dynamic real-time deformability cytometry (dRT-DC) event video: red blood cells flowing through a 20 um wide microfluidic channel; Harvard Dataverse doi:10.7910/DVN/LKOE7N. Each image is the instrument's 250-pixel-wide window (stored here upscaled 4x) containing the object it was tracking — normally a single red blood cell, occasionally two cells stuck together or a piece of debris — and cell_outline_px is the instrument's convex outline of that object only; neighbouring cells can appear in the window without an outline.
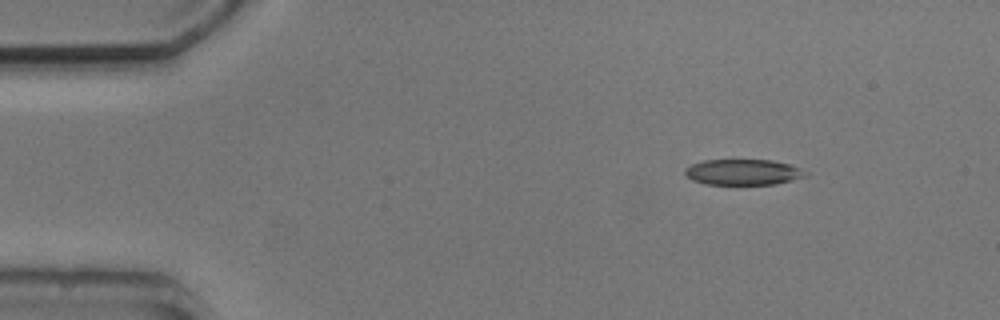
{"species": "common noctule bat (a hibernating species)", "species_latin": "Nyctalus noctula", "temperature_condition": "cold", "stored_images_in_passage": 2, "camera_frame_rate_fps": 3000, "um_per_image_px": 0.085, "animal": {"sex": "male", "body_mass_g": 20.5, "forearm_length_mm": 52.5}, "frame": {"image": 1, "passage_image": 2, "time_ms": 1.333, "image_size_px": [1000, 320], "cell_outline_px": [[808, 176], [776, 184], [704, 184], [692, 180], [684, 172], [684, 168], [692, 164], [704, 160], [772, 160], [788, 164], [800, 168], [808, 172]], "centroid_in_image_um": [63.17, 14.63], "position_along_channel_um": 21.8, "area_um2": 18.09}}